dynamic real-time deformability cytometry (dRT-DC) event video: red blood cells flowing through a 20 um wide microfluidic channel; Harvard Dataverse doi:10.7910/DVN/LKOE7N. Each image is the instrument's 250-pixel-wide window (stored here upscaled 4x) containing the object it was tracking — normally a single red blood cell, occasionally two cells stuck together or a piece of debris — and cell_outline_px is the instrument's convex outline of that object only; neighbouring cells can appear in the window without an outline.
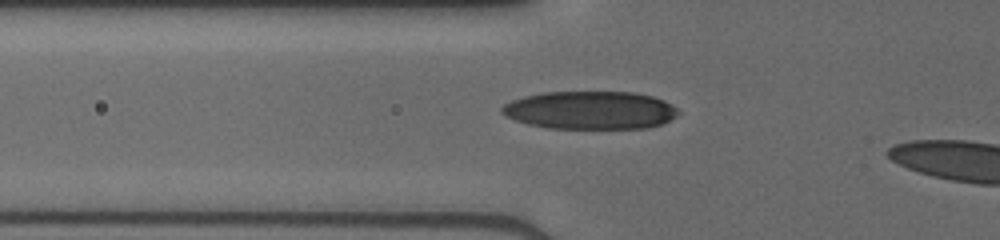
{"species": "human", "species_latin": "Homo sapiens", "temperature_condition": "cold", "stored_images_in_passage": 17, "camera_frame_rate_fps": 3000, "um_per_image_px": 0.085, "donor": {"sex": "male"}, "frame": {"image": 1, "passage_image": 15, "time_ms": 4.667, "image_size_px": [1000, 240], "cell_outline_px": [[680, 112], [676, 116], [664, 124], [648, 128], [548, 128], [528, 124], [504, 116], [500, 112], [500, 108], [504, 104], [512, 100], [524, 96], [544, 92], [632, 92], [652, 96], [664, 100], [676, 108]], "centroid_in_image_um": [50.16, 9.37], "position_along_channel_um": 75.6, "area_um2": 39.25}}